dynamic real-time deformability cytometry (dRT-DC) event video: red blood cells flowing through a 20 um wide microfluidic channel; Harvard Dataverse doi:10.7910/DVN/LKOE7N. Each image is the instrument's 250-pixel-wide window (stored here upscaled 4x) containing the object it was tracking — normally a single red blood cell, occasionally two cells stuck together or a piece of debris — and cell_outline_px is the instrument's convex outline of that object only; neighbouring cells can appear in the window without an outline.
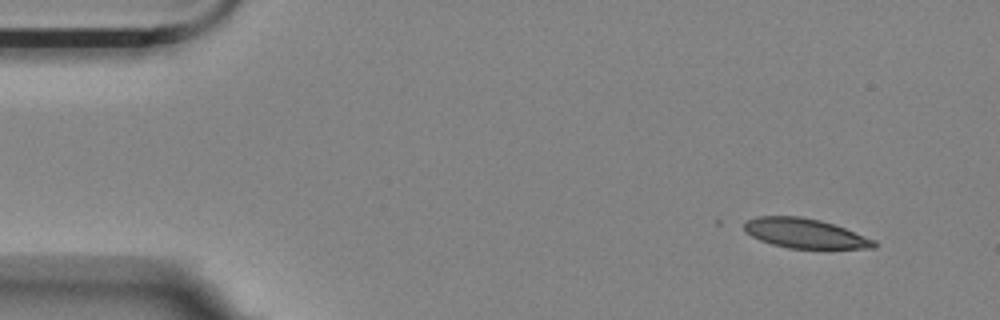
{"species": "Egyptian fruit bat (a non-hibernating species)", "species_latin": "Rousettus aegyptiacus", "temperature_condition": "room temperature", "stored_images_in_passage": 5, "segment_of_instrument_passage": [1, 2], "camera_frame_rate_fps": 3000, "um_per_image_px": 0.085, "animal": {"sex": "female"}, "frame": {"image": 1, "passage_image": 1, "time_ms": 0.0, "image_size_px": [1000, 320], "cell_outline_px": [[880, 244], [876, 248], [828, 252], [788, 248], [772, 244], [760, 240], [752, 236], [744, 228], [744, 224], [748, 220], [756, 216], [800, 216], [820, 220], [844, 228], [876, 240]], "centroid_in_image_um": [68.57, 19.91], "position_along_channel_um": 16.4, "area_um2": 23.52}}
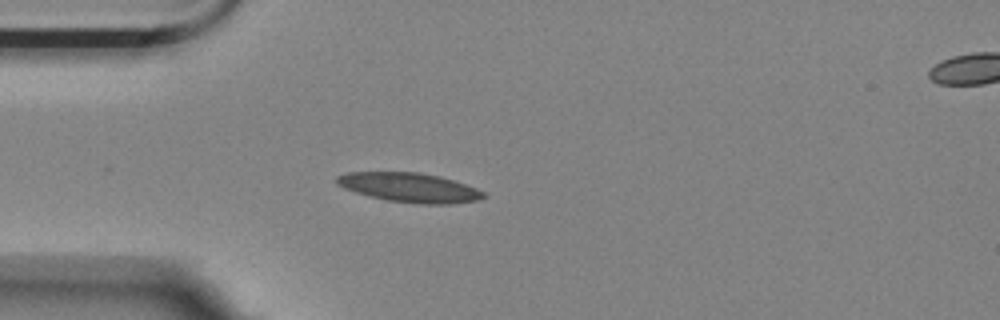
{"frame": {"image": 2, "passage_image": 4, "time_ms": 3.333, "image_size_px": [1000, 320], "cell_outline_px": [[488, 196], [476, 200], [452, 204], [420, 204], [384, 200], [356, 192], [344, 188], [336, 184], [336, 176], [348, 172], [420, 172], [440, 176], [476, 188], [484, 192]], "centroid_in_image_um": [34.8, 15.94], "position_along_channel_um": 50.2, "area_um2": 25.14}}